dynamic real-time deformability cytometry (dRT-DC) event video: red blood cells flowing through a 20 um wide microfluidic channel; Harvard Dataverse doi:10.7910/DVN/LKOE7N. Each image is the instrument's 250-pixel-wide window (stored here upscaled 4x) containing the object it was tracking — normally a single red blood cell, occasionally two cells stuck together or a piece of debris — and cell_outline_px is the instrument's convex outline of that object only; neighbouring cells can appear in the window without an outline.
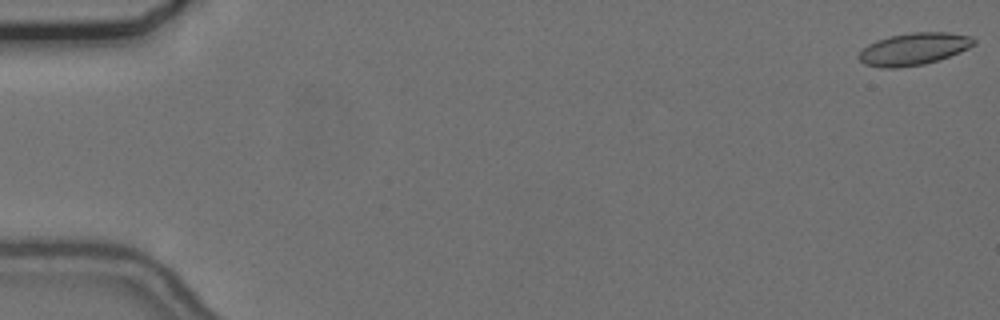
{"species": "common noctule bat (a hibernating species)", "species_latin": "Nyctalus noctula", "temperature_condition": "cold", "stored_images_in_passage": 56, "camera_frame_rate_fps": 3000, "um_per_image_px": 0.085, "animal": {"sex": "female", "body_mass_g": 24.6, "forearm_length_mm": 56.2}, "frame": {"image": 1, "passage_image": 1, "time_ms": 0.0, "image_size_px": [1000, 320], "cell_outline_px": [[976, 44], [960, 52], [924, 64], [896, 68], [880, 68], [864, 64], [856, 56], [868, 44], [876, 40], [888, 36], [912, 32], [948, 32], [972, 36], [976, 40]], "centroid_in_image_um": [77.66, 4.15], "position_along_channel_um": 7.3, "area_um2": 21.68}}
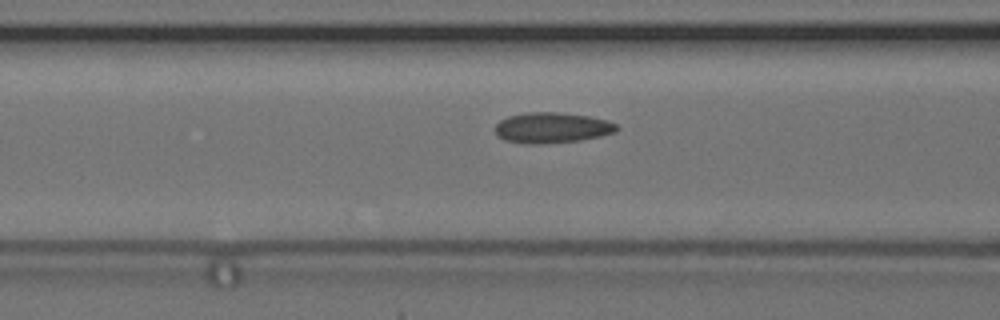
{"frame": {"image": 2, "passage_image": 23, "time_ms": 7.333, "image_size_px": [1000, 320], "cell_outline_px": [[620, 128], [616, 132], [600, 136], [580, 140], [544, 144], [524, 144], [504, 140], [496, 136], [496, 124], [500, 120], [508, 116], [528, 112], [556, 112], [588, 116], [608, 120], [616, 124]], "centroid_in_image_um": [46.91, 10.86], "position_along_channel_um": 119.7, "area_um2": 21.85}}
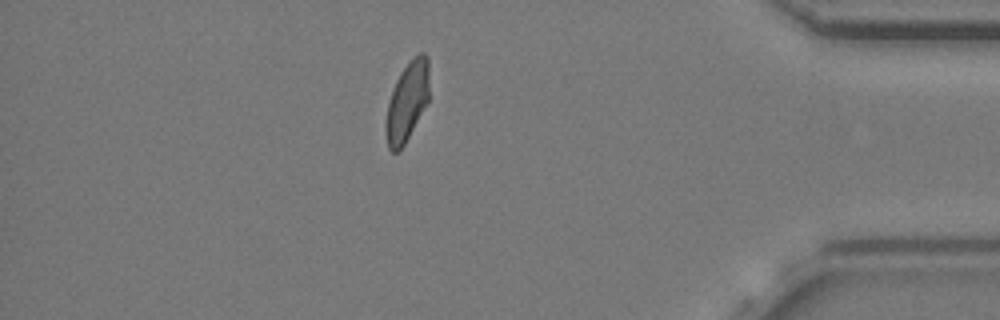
{"frame": {"image": 3, "passage_image": 49, "time_ms": 16.0, "image_size_px": [1000, 320], "cell_outline_px": [[428, 100], [404, 144], [396, 152], [392, 152], [388, 148], [384, 132], [384, 124], [388, 104], [396, 80], [400, 72], [420, 52], [424, 52], [428, 56]], "centroid_in_image_um": [34.57, 8.65], "position_along_channel_um": 400.6, "area_um2": 19.65}, "authors_computed_cell_mechanics": {"area_um2": 20.9814, "velocity_mm_per_s": 3.6727, "shape_relaxation_time_tau1_ms": 9.1389, "shape_relaxation_time_tau2_ms": 1.7225, "deformation_change_tau1": 0.1506, "deformation_change_tau2": 0.0757}}